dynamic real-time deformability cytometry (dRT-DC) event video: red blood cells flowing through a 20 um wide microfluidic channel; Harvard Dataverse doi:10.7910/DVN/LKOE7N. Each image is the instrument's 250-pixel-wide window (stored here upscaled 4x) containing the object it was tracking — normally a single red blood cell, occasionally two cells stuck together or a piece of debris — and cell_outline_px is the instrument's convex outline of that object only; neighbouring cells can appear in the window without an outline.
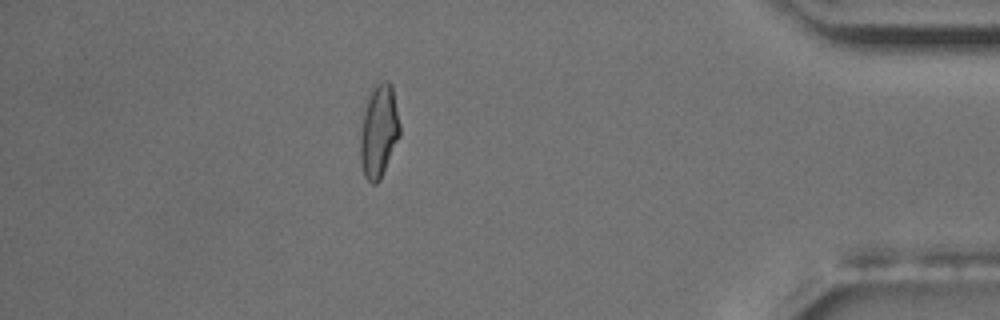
{"species": "common noctule bat (a hibernating species)", "species_latin": "Nyctalus noctula", "temperature_condition": "room temperature", "stored_images_in_passage": 17, "camera_frame_rate_fps": 3000, "um_per_image_px": 0.085, "animal": {"sex": "male", "body_mass_g": 17.5, "forearm_length_mm": 52.3}, "frame": {"image": 1, "passage_image": 17, "time_ms": 19.333, "image_size_px": [1000, 320], "cell_outline_px": [[400, 136], [380, 180], [376, 184], [372, 184], [364, 176], [360, 160], [360, 132], [364, 100], [372, 84], [380, 80], [388, 80], [392, 84], [400, 124]], "centroid_in_image_um": [32.18, 11.05], "position_along_channel_um": 403.0, "area_um2": 22.25}}